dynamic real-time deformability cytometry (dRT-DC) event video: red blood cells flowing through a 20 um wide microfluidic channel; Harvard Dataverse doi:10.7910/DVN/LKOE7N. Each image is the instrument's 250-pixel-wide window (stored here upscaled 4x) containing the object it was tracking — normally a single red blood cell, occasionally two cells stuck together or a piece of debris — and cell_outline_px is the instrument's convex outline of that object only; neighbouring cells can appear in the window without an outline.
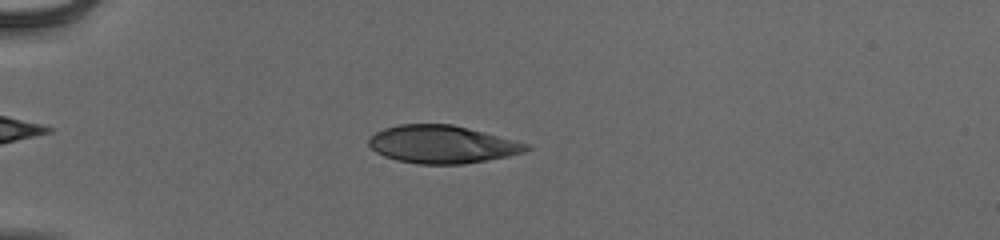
{"species": "human", "species_latin": "Homo sapiens", "temperature_condition": "cold", "stored_images_in_passage": 54, "camera_frame_rate_fps": 3000, "um_per_image_px": 0.085, "donor": {"sex": "male"}, "frame": {"image": 1, "passage_image": 16, "time_ms": 5.0, "image_size_px": [1000, 240], "cell_outline_px": [[532, 148], [524, 152], [464, 164], [416, 164], [396, 160], [384, 156], [376, 152], [368, 144], [368, 140], [376, 132], [384, 128], [400, 124], [452, 124], [516, 140], [528, 144]], "centroid_in_image_um": [37.56, 12.27], "position_along_channel_um": 47.4, "area_um2": 34.51}}
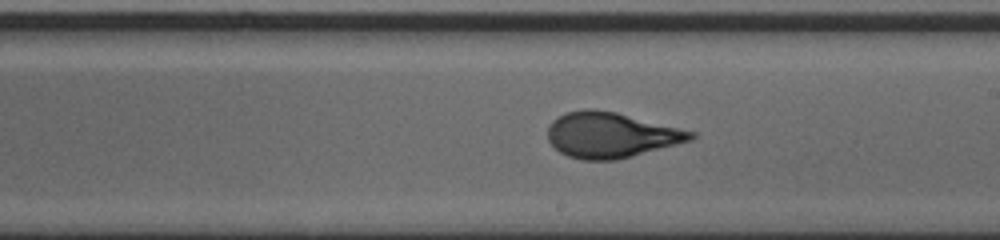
{"frame": {"image": 2, "passage_image": 33, "time_ms": 10.667, "image_size_px": [1000, 240], "cell_outline_px": [[696, 136], [692, 140], [632, 156], [616, 160], [580, 160], [568, 156], [560, 152], [548, 140], [548, 124], [552, 120], [564, 112], [584, 108], [592, 108], [616, 112], [696, 132]], "centroid_in_image_um": [51.9, 11.46], "position_along_channel_um": 237.1, "area_um2": 37.97}}
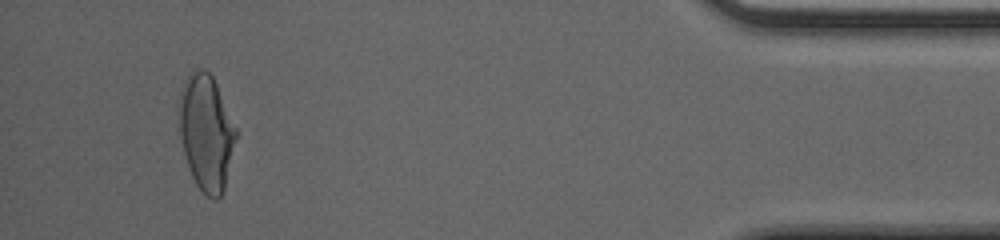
{"frame": {"image": 3, "passage_image": 51, "time_ms": 16.667, "image_size_px": [1000, 240], "cell_outline_px": [[236, 136], [224, 188], [220, 196], [216, 200], [212, 200], [196, 184], [188, 168], [176, 128], [180, 92], [188, 76], [196, 68], [204, 68], [212, 76], [216, 84], [236, 128]], "centroid_in_image_um": [17.47, 11.24], "position_along_channel_um": 417.7, "area_um2": 38.38}, "authors_computed_cell_mechanics": {"area_um2": 36.9053, "velocity_mm_per_s": 3.9457, "shape_relaxation_time_tau1_ms": 6.65, "shape_relaxation_time_tau2_ms": null, "deformation_change_tau1": 0.2379, "deformation_change_tau2": null}}